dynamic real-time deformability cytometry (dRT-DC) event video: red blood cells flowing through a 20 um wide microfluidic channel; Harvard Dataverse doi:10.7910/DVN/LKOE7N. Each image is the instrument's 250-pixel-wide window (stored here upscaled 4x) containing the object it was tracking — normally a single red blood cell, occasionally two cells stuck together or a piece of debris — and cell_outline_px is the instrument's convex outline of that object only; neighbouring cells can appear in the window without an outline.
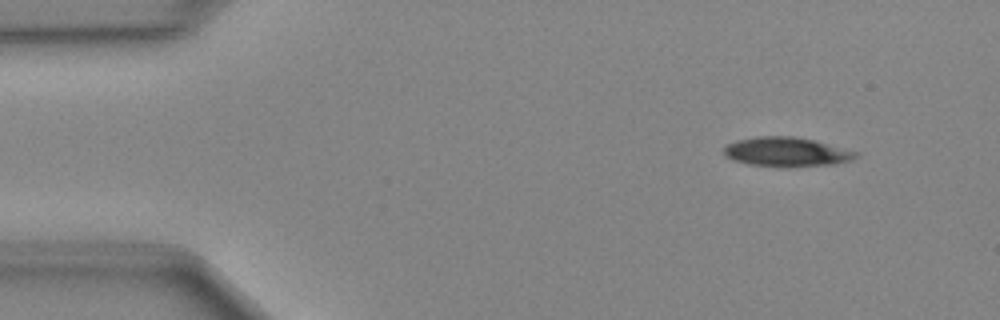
{"species": "Egyptian fruit bat (a non-hibernating species)", "species_latin": "Rousettus aegyptiacus", "temperature_condition": "cold", "stored_images_in_passage": 47, "camera_frame_rate_fps": 3000, "um_per_image_px": 0.085, "animal": {"sex": "female"}, "frame": {"image": 1, "passage_image": 4, "time_ms": 1.0, "image_size_px": [1000, 320], "cell_outline_px": [[860, 152], [852, 160], [836, 164], [788, 168], [748, 164], [732, 160], [724, 156], [724, 148], [728, 144], [736, 140], [756, 136], [792, 136], [812, 140]], "centroid_in_image_um": [66.84, 12.93], "position_along_channel_um": 18.2, "area_um2": 22.83}}
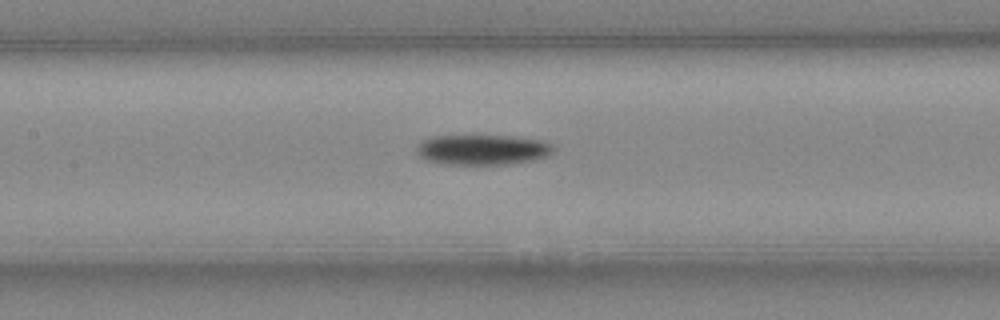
{"frame": {"image": 2, "passage_image": 21, "time_ms": 6.667, "image_size_px": [1000, 320], "cell_outline_px": [[556, 152], [548, 156], [532, 160], [508, 164], [444, 164], [428, 160], [420, 156], [416, 152], [416, 148], [424, 140], [432, 136], [512, 136], [544, 140], [552, 144], [556, 148]], "centroid_in_image_um": [41.09, 12.72], "position_along_channel_um": 166.3, "area_um2": 24.16}}
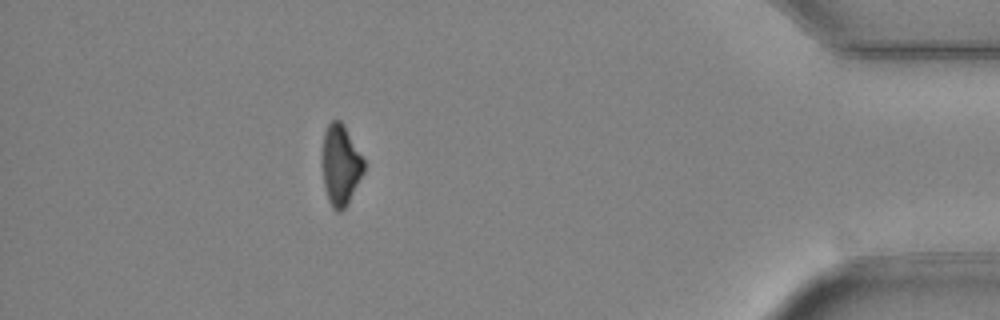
{"frame": {"image": 3, "passage_image": 42, "time_ms": 13.667, "image_size_px": [1000, 320], "cell_outline_px": [[364, 172], [348, 204], [340, 212], [336, 212], [332, 208], [328, 200], [324, 184], [320, 164], [324, 132], [328, 124], [332, 120], [340, 120], [344, 124], [364, 160]], "centroid_in_image_um": [28.92, 14.03], "position_along_channel_um": 406.3, "area_um2": 19.94}}